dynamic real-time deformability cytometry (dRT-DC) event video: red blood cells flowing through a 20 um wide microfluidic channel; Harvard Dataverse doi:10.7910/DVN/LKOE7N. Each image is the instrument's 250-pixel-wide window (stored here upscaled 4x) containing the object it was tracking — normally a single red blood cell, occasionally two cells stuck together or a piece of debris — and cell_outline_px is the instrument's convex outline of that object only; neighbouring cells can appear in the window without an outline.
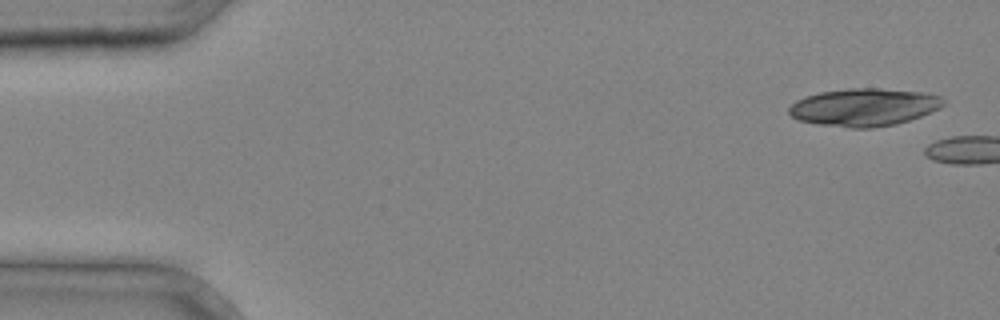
{"species": "common noctule bat (a hibernating species)", "species_latin": "Nyctalus noctula", "temperature_condition": "cold", "stored_images_in_passage": 4, "segment_of_instrument_passage": [1, 2], "camera_frame_rate_fps": 3000, "um_per_image_px": 0.085, "animal": {"sex": "male", "body_mass_g": 20.4}, "frame": {"image": 1, "passage_image": 1, "time_ms": 0.0, "image_size_px": [1000, 320], "cell_outline_px": [[944, 104], [940, 108], [920, 116], [896, 124], [872, 128], [852, 128], [820, 124], [800, 120], [792, 116], [788, 112], [788, 108], [796, 100], [804, 96], [820, 92], [848, 88], [876, 88], [924, 92], [940, 96], [944, 100]], "centroid_in_image_um": [73.44, 9.1], "position_along_channel_um": 11.6, "area_um2": 33.81}}